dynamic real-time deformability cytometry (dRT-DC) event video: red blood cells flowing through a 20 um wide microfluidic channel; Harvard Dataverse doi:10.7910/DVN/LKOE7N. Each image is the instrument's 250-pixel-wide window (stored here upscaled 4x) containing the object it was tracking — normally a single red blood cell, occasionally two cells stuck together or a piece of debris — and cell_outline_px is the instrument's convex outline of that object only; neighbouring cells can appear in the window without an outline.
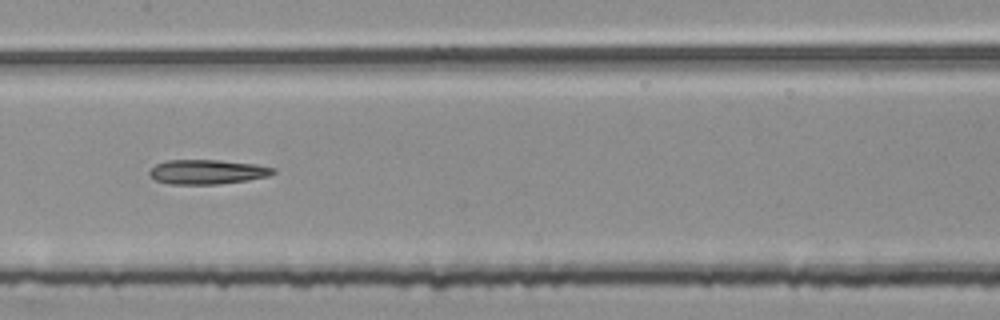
{"species": "common noctule bat (a hibernating species)", "species_latin": "Nyctalus noctula", "temperature_condition": "room temperature", "stored_images_in_passage": 53, "segment_of_instrument_passage": [2, 2], "camera_frame_rate_fps": 3000, "um_per_image_px": 0.085, "animal": {"sex": "female", "body_mass_g": 25.1}, "frame": {"image": 1, "passage_image": 26, "time_ms": 8.333, "image_size_px": [1000, 320], "cell_outline_px": [[276, 172], [268, 176], [248, 180], [216, 184], [172, 184], [156, 180], [148, 172], [156, 164], [168, 160], [220, 160], [256, 164], [276, 168]], "centroid_in_image_um": [17.66, 14.6], "position_along_channel_um": 189.7, "area_um2": 17.57}}
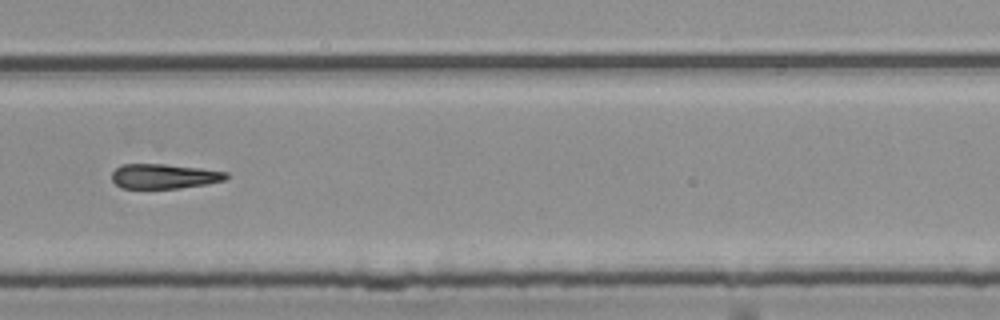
{"frame": {"image": 2, "passage_image": 36, "time_ms": 11.667, "image_size_px": [1000, 320], "cell_outline_px": [[228, 176], [224, 180], [208, 184], [180, 188], [120, 188], [112, 180], [112, 172], [120, 164], [164, 164], [200, 168], [228, 172]], "centroid_in_image_um": [13.94, 14.98], "position_along_channel_um": 315.9, "area_um2": 16.53}}
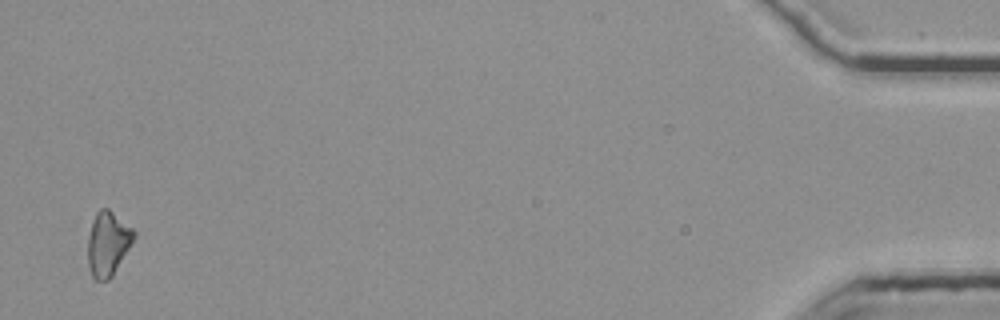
{"frame": {"image": 3, "passage_image": 52, "time_ms": 17.0, "image_size_px": [1000, 320], "cell_outline_px": [[136, 236], [112, 276], [108, 280], [96, 280], [92, 276], [88, 264], [88, 236], [96, 212], [100, 208], [108, 208], [132, 228], [136, 232]], "centroid_in_image_um": [9.17, 20.7], "position_along_channel_um": 426.0, "area_um2": 17.05}}